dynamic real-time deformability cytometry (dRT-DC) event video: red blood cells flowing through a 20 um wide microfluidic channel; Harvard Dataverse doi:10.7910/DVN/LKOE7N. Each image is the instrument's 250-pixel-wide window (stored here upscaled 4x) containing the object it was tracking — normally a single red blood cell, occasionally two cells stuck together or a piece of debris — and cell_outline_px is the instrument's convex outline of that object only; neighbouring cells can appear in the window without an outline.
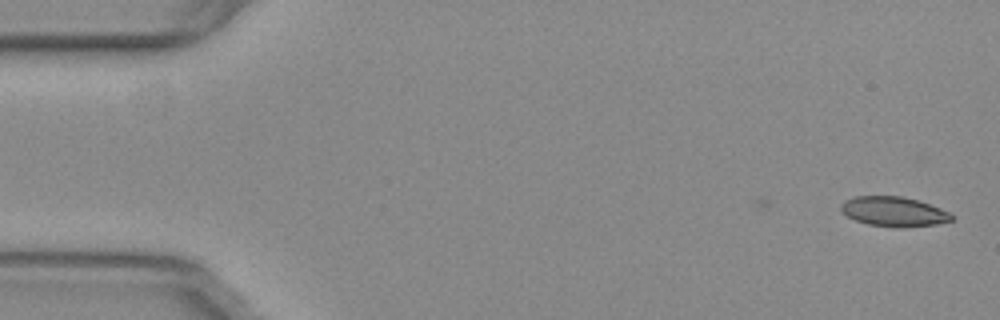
{"species": "common noctule bat (a hibernating species)", "species_latin": "Nyctalus noctula", "temperature_condition": "warm", "stored_images_in_passage": 6, "camera_frame_rate_fps": 3000, "um_per_image_px": 0.085, "animal": {"sex": "female", "body_mass_g": 29.2, "forearm_length_mm": 56.3}, "frame": {"image": 1, "passage_image": 6, "time_ms": 1.667, "image_size_px": [1000, 320], "cell_outline_px": [[952, 220], [936, 224], [900, 228], [896, 228], [868, 224], [856, 220], [840, 212], [840, 204], [844, 200], [856, 196], [904, 196], [940, 208], [948, 212], [952, 216]], "centroid_in_image_um": [75.92, 17.98], "position_along_channel_um": 9.1, "area_um2": 19.13}}